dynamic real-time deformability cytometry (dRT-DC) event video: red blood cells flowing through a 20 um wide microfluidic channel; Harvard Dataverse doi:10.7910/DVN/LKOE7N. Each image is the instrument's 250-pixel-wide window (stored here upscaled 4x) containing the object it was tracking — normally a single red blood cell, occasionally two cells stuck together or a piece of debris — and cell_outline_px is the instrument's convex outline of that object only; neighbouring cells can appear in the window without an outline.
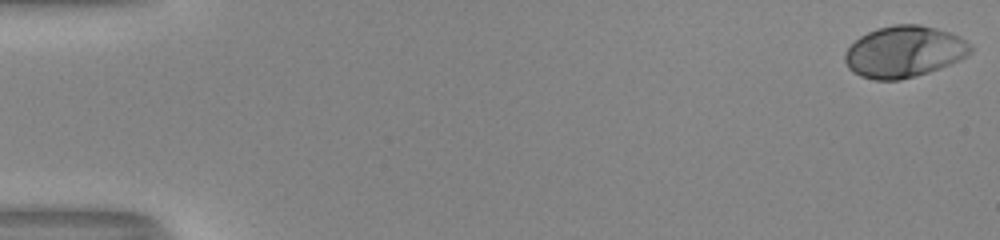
{"species": "human", "species_latin": "Homo sapiens", "temperature_condition": "room temperature", "stored_images_in_passage": 53, "camera_frame_rate_fps": 3000, "um_per_image_px": 0.085, "donor": {"sex": "male"}, "frame": {"image": 1, "passage_image": 1, "time_ms": 0.0, "image_size_px": [1000, 240], "cell_outline_px": [[972, 52], [960, 60], [940, 68], [916, 76], [900, 80], [876, 80], [860, 76], [852, 72], [848, 68], [844, 60], [844, 52], [860, 36], [876, 28], [892, 24], [920, 24], [952, 32], [960, 36], [972, 48]], "centroid_in_image_um": [76.84, 4.39], "position_along_channel_um": 8.2, "area_um2": 37.92}}
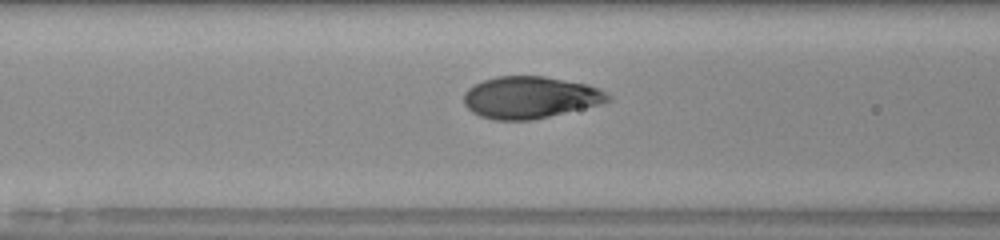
{"frame": {"image": 2, "passage_image": 23, "time_ms": 7.333, "image_size_px": [1000, 240], "cell_outline_px": [[612, 100], [600, 104], [532, 120], [496, 120], [480, 116], [472, 112], [464, 104], [464, 92], [468, 88], [484, 80], [496, 76], [544, 76], [588, 84], [600, 88], [612, 96]], "centroid_in_image_um": [45.08, 8.27], "position_along_channel_um": 121.5, "area_um2": 35.26}}
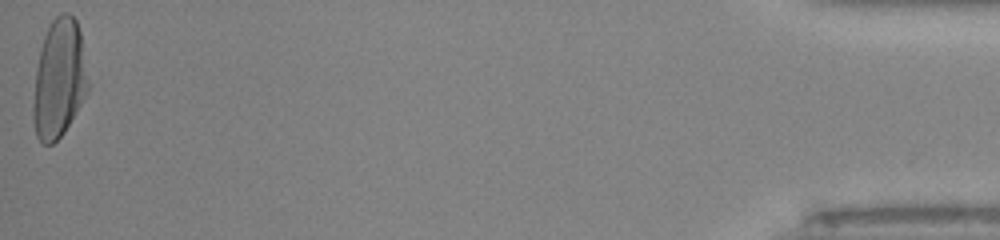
{"frame": {"image": 3, "passage_image": 53, "time_ms": 17.333, "image_size_px": [1000, 240], "cell_outline_px": [[88, 92], [64, 132], [52, 144], [40, 144], [36, 136], [32, 120], [32, 104], [36, 68], [40, 48], [44, 36], [52, 20], [60, 12], [68, 12], [76, 20], [80, 32], [88, 80]], "centroid_in_image_um": [4.99, 6.72], "position_along_channel_um": 430.2, "area_um2": 38.09}, "authors_computed_cell_mechanics": {"area_um2": 35.9516, "velocity_mm_per_s": 4.0463, "shape_relaxation_time_tau1_ms": 3.1695, "shape_relaxation_time_tau2_ms": null, "deformation_change_tau1": 0.205, "deformation_change_tau2": null}}